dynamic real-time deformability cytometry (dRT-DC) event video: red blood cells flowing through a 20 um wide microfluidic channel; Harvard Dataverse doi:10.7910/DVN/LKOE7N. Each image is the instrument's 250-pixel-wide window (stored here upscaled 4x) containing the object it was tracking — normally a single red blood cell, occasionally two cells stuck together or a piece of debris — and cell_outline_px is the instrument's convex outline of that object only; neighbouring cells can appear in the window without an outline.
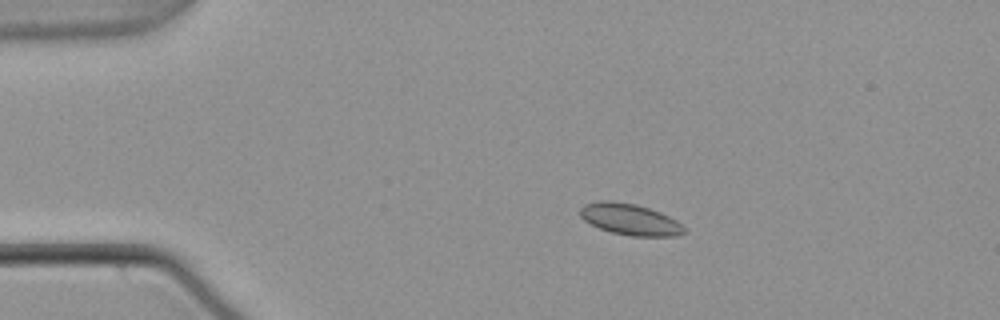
{"species": "common noctule bat (a hibernating species)", "species_latin": "Nyctalus noctula", "temperature_condition": "warm", "stored_images_in_passage": 55, "camera_frame_rate_fps": 3000, "um_per_image_px": 0.085, "animal": {"sex": "male", "body_mass_g": 21.5, "forearm_length_mm": 52.0}, "frame": {"image": 1, "passage_image": 11, "time_ms": 3.333, "image_size_px": [1000, 320], "cell_outline_px": [[684, 232], [676, 236], [632, 236], [612, 232], [600, 228], [584, 220], [580, 216], [580, 208], [584, 204], [600, 200], [612, 200], [636, 204], [660, 212], [676, 220], [684, 228]], "centroid_in_image_um": [53.52, 18.63], "position_along_channel_um": 31.5, "area_um2": 18.84}}
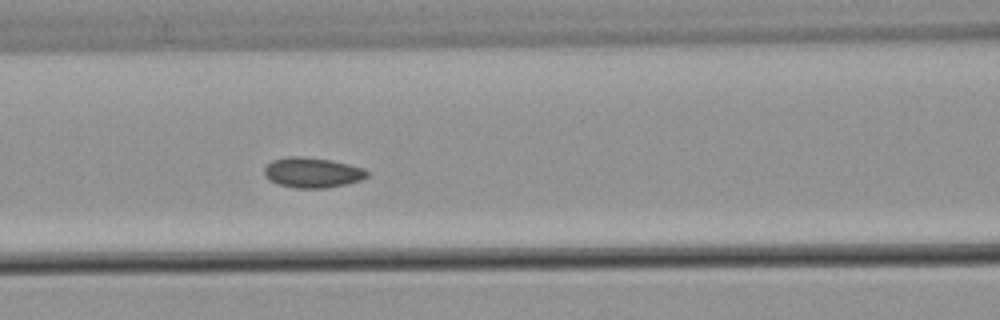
{"frame": {"image": 2, "passage_image": 24, "time_ms": 7.667, "image_size_px": [1000, 320], "cell_outline_px": [[368, 176], [360, 180], [344, 184], [324, 188], [296, 188], [276, 184], [264, 176], [264, 168], [272, 160], [288, 156], [300, 156], [332, 160], [364, 168], [368, 172]], "centroid_in_image_um": [26.52, 14.66], "position_along_channel_um": 140.1, "area_um2": 18.09}}
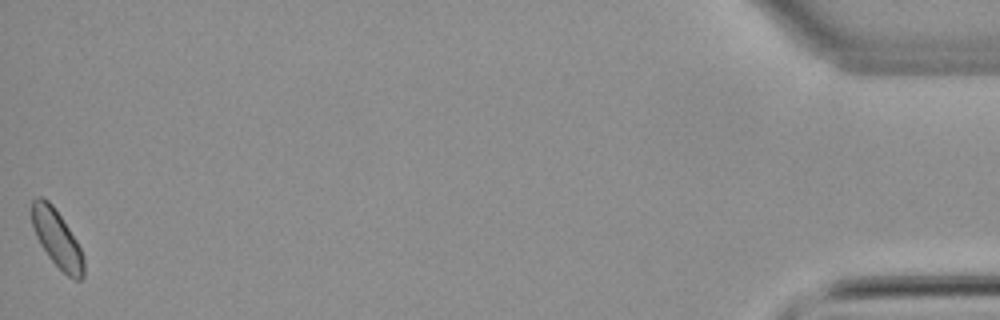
{"frame": {"image": 3, "passage_image": 55, "time_ms": 18.0, "image_size_px": [1000, 320], "cell_outline_px": [[84, 276], [80, 280], [76, 280], [68, 276], [48, 256], [40, 244], [36, 236], [32, 224], [32, 200], [36, 196], [40, 196], [48, 200], [52, 204], [76, 240], [84, 256]], "centroid_in_image_um": [4.84, 20.28], "position_along_channel_um": 430.4, "area_um2": 17.17}}